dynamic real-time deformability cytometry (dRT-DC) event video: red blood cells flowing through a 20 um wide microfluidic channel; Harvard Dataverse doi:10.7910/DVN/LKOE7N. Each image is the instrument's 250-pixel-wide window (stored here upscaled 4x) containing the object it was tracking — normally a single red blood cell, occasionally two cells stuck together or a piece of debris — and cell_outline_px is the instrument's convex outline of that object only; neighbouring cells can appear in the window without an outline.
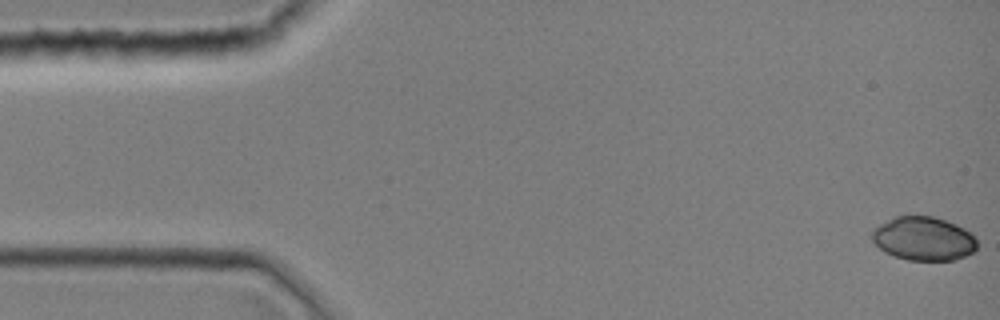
{"species": "common noctule bat (a hibernating species)", "species_latin": "Nyctalus noctula", "temperature_condition": "room temperature", "stored_images_in_passage": 41, "camera_frame_rate_fps": 3000, "um_per_image_px": 0.085, "animal": {"sex": "female", "body_mass_g": 19.0, "forearm_length_mm": 51.5}, "frame": {"image": 1, "passage_image": 1, "time_ms": 0.0, "image_size_px": [1000, 320], "cell_outline_px": [[976, 248], [972, 252], [956, 260], [908, 260], [884, 252], [872, 240], [872, 228], [896, 216], [932, 216], [956, 224], [964, 228], [976, 240]], "centroid_in_image_um": [78.48, 20.28], "position_along_channel_um": 6.5, "area_um2": 26.53}}
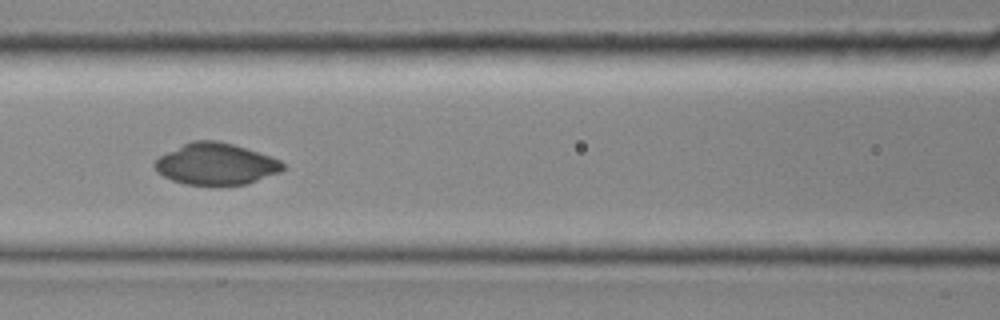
{"frame": {"image": 2, "passage_image": 18, "time_ms": 5.667, "image_size_px": [1000, 320], "cell_outline_px": [[284, 168], [280, 172], [248, 184], [184, 184], [172, 180], [156, 172], [152, 164], [160, 156], [192, 140], [216, 140], [232, 144], [280, 160], [284, 164]], "centroid_in_image_um": [18.33, 13.94], "position_along_channel_um": 148.3, "area_um2": 30.58}}
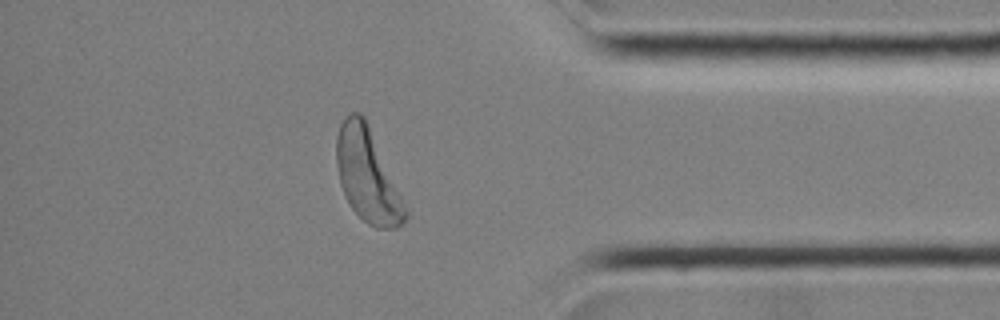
{"frame": {"image": 3, "passage_image": 35, "time_ms": 11.333, "image_size_px": [1000, 320], "cell_outline_px": [[408, 216], [396, 228], [376, 228], [368, 224], [348, 204], [344, 196], [340, 184], [336, 164], [336, 136], [340, 124], [352, 112], [360, 112], [364, 116], [368, 124], [408, 208]], "centroid_in_image_um": [31.23, 14.92], "position_along_channel_um": 404.0, "area_um2": 37.28}}